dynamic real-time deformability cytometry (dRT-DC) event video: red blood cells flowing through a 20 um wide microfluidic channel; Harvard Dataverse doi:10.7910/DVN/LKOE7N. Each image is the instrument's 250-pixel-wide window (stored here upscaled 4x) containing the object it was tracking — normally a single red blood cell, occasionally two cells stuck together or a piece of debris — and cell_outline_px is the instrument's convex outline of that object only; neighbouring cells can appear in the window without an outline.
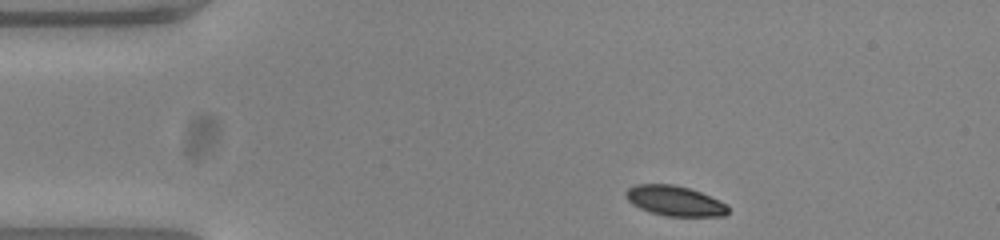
{"species": "common noctule bat (a hibernating species)", "species_latin": "Nyctalus noctula", "temperature_condition": "warm", "stored_images_in_passage": 39, "camera_frame_rate_fps": 3000, "um_per_image_px": 0.085, "animal": {"sex": "female", "body_mass_g": 23.0, "forearm_length_mm": 53.4}, "frame": {"image": 1, "passage_image": 1, "time_ms": 0.0, "image_size_px": [1000, 240], "cell_outline_px": [[728, 212], [724, 216], [664, 216], [640, 208], [632, 204], [628, 200], [624, 192], [628, 188], [636, 184], [672, 184], [688, 188], [700, 192], [720, 200], [728, 204]], "centroid_in_image_um": [57.36, 17.07], "position_along_channel_um": 27.6, "area_um2": 17.92}}
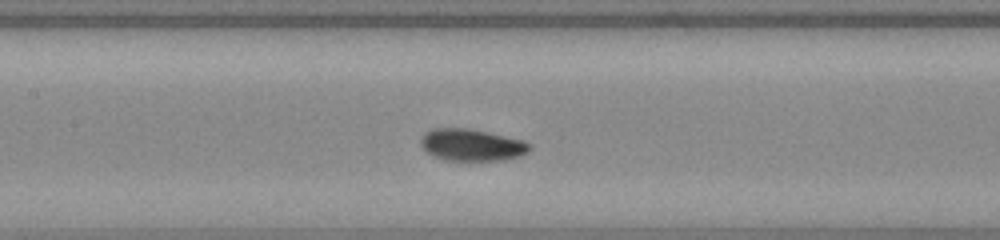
{"frame": {"image": 2, "passage_image": 17, "time_ms": 5.333, "image_size_px": [1000, 240], "cell_outline_px": [[532, 148], [528, 152], [520, 156], [504, 160], [448, 160], [432, 156], [420, 144], [420, 140], [424, 132], [432, 128], [468, 128], [524, 140]], "centroid_in_image_um": [40.08, 12.31], "position_along_channel_um": 167.3, "area_um2": 20.23}}
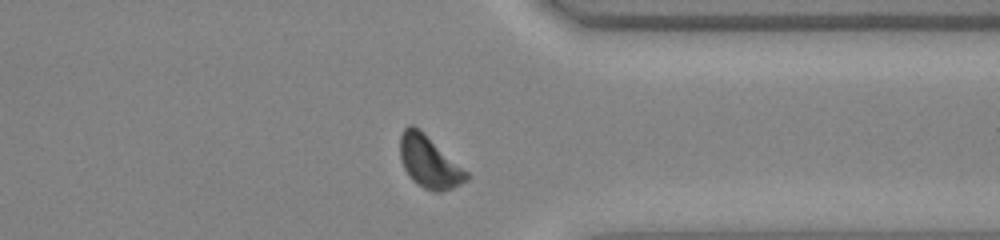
{"frame": {"image": 3, "passage_image": 34, "time_ms": 11.0, "image_size_px": [1000, 240], "cell_outline_px": [[472, 176], [468, 180], [452, 188], [440, 192], [432, 192], [424, 188], [412, 180], [404, 168], [400, 160], [400, 136], [404, 128], [408, 124], [412, 124], [420, 128], [468, 172]], "centroid_in_image_um": [36.48, 13.75], "position_along_channel_um": 374.9, "area_um2": 20.35}, "authors_computed_cell_mechanics": {"area_um2": 19.8832, "velocity_mm_per_s": 3.7615, "shape_relaxation_time_tau1_ms": 1.6174, "shape_relaxation_time_tau2_ms": null, "deformation_change_tau1": 0.1303, "deformation_change_tau2": null}}